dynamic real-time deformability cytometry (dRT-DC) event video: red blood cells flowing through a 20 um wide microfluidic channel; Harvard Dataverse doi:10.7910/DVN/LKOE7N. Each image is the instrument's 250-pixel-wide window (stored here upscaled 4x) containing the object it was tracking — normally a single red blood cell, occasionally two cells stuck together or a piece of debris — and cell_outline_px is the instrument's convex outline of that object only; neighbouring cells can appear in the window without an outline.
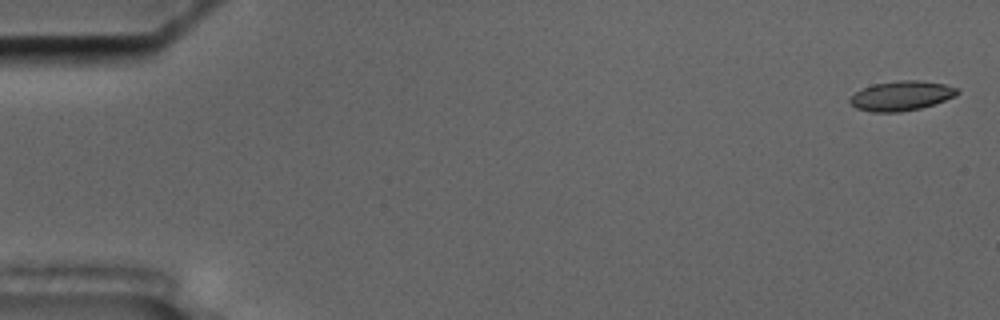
{"species": "common noctule bat (a hibernating species)", "species_latin": "Nyctalus noctula", "temperature_condition": "cold", "stored_images_in_passage": 23, "camera_frame_rate_fps": 3000, "um_per_image_px": 0.085, "animal": {"sex": "male", "body_mass_g": 17.5, "forearm_length_mm": 52.3}, "frame": {"image": 1, "passage_image": 2, "time_ms": 0.333, "image_size_px": [1000, 320], "cell_outline_px": [[960, 92], [956, 96], [920, 108], [900, 112], [872, 112], [856, 108], [848, 100], [856, 92], [864, 88], [876, 84], [896, 80], [916, 80], [944, 84], [960, 88]], "centroid_in_image_um": [76.64, 8.14], "position_along_channel_um": 8.4, "area_um2": 18.38}}
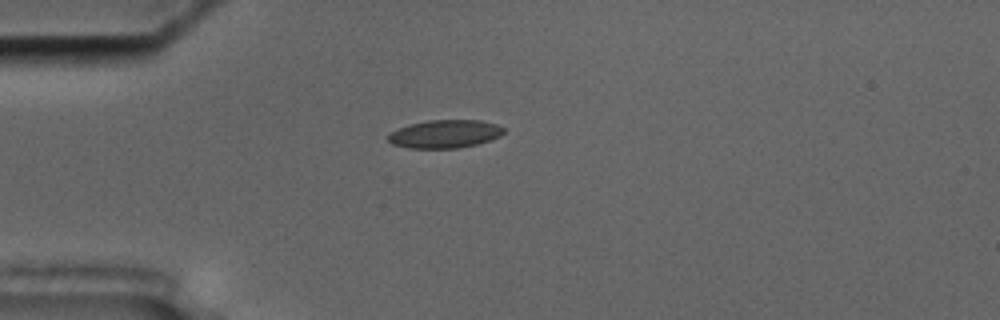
{"frame": {"image": 2, "passage_image": 16, "time_ms": 5.0, "image_size_px": [1000, 320], "cell_outline_px": [[504, 132], [500, 136], [476, 144], [456, 148], [408, 148], [392, 144], [388, 140], [388, 136], [392, 132], [408, 124], [428, 120], [480, 120], [496, 124], [504, 128]], "centroid_in_image_um": [37.81, 11.38], "position_along_channel_um": 47.2, "area_um2": 18.79}}